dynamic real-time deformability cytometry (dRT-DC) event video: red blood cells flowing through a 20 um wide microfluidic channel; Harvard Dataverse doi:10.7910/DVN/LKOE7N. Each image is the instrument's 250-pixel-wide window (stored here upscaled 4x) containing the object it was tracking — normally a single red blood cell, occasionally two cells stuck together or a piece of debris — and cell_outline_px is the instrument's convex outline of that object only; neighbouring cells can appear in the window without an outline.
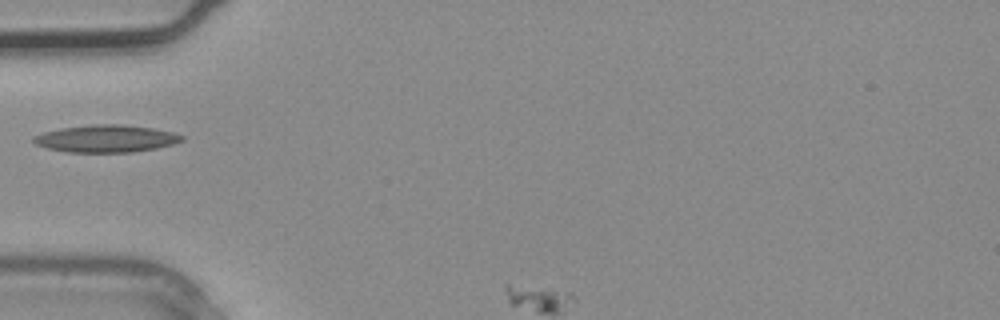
{"species": "common noctule bat (a hibernating species)", "species_latin": "Nyctalus noctula", "temperature_condition": "warm", "stored_images_in_passage": 5, "camera_frame_rate_fps": 3000, "um_per_image_px": 0.085, "animal": {"sex": "male", "body_mass_g": 20.4}, "frame": {"image": 1, "passage_image": 4, "time_ms": 1.0, "image_size_px": [1000, 320], "cell_outline_px": [[184, 140], [172, 144], [156, 148], [132, 152], [68, 152], [48, 148], [36, 144], [32, 140], [32, 136], [44, 132], [64, 128], [100, 124], [120, 124], [152, 128], [172, 132], [184, 136]], "centroid_in_image_um": [9.03, 11.79], "position_along_channel_um": 76.0, "area_um2": 23.29}}